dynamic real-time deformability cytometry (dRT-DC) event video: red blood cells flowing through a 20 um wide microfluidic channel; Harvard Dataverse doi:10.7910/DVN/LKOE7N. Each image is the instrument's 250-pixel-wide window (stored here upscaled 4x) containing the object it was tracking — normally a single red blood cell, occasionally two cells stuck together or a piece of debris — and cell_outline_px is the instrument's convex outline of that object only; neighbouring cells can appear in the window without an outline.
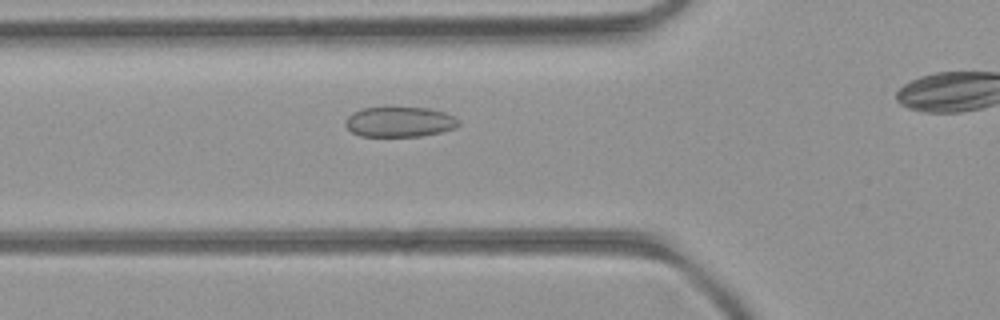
{"species": "common noctule bat (a hibernating species)", "species_latin": "Nyctalus noctula", "temperature_condition": "room temperature", "stored_images_in_passage": 34, "camera_frame_rate_fps": 3000, "um_per_image_px": 0.085, "animal": {"sex": "female", "body_mass_g": 21.9}, "frame": {"image": 1, "passage_image": 10, "time_ms": 3.0, "image_size_px": [1000, 320], "cell_outline_px": [[460, 124], [452, 128], [440, 132], [420, 136], [360, 136], [352, 132], [344, 124], [344, 120], [352, 112], [360, 108], [428, 108], [444, 112], [460, 120]], "centroid_in_image_um": [33.92, 10.36], "position_along_channel_um": 91.9, "area_um2": 19.77}}
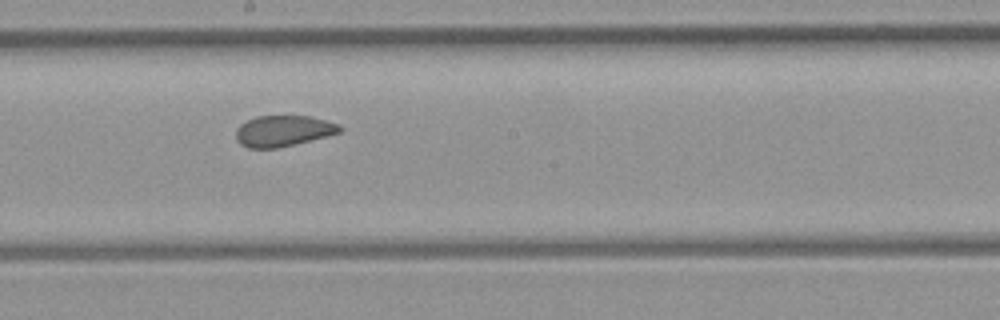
{"frame": {"image": 2, "passage_image": 20, "time_ms": 6.333, "image_size_px": [1000, 320], "cell_outline_px": [[344, 128], [340, 132], [276, 148], [248, 148], [240, 144], [236, 140], [236, 128], [240, 124], [256, 116], [312, 116], [340, 124]], "centroid_in_image_um": [24.05, 11.11], "position_along_channel_um": 224.1, "area_um2": 18.61}}
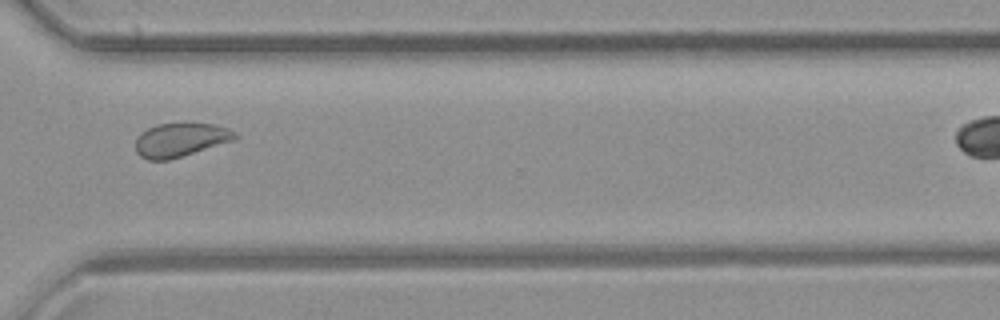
{"frame": {"image": 3, "passage_image": 30, "time_ms": 9.667, "image_size_px": [1000, 320], "cell_outline_px": [[236, 136], [232, 140], [168, 160], [148, 160], [140, 156], [136, 152], [136, 136], [140, 132], [156, 124], [212, 124], [228, 128], [236, 132]], "centroid_in_image_um": [15.26, 11.89], "position_along_channel_um": 355.3, "area_um2": 19.13}}